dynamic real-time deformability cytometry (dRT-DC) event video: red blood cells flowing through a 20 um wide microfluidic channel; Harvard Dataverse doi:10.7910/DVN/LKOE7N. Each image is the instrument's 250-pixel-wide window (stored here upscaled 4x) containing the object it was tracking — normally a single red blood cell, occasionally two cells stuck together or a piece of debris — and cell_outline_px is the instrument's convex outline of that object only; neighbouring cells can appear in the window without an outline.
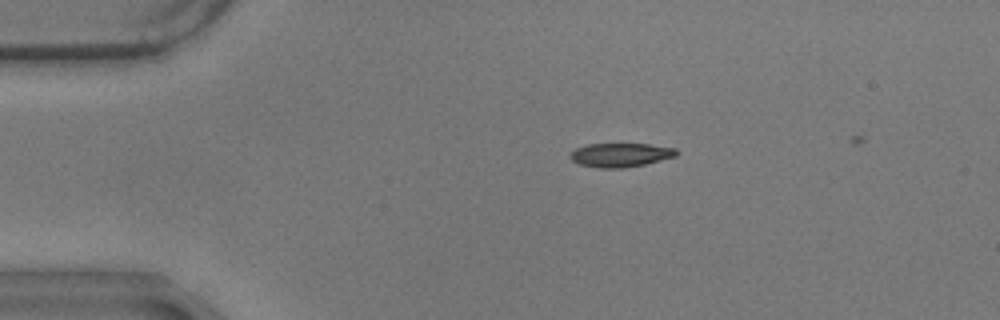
{"species": "common noctule bat (a hibernating species)", "species_latin": "Nyctalus noctula", "temperature_condition": "warm", "stored_images_in_passage": 18, "camera_frame_rate_fps": 3000, "um_per_image_px": 0.085, "animal": {"sex": "male", "body_mass_g": 17.9}, "frame": {"image": 1, "passage_image": 12, "time_ms": 3.667, "image_size_px": [1000, 320], "cell_outline_px": [[680, 152], [676, 156], [644, 164], [624, 168], [600, 168], [580, 164], [572, 160], [568, 156], [576, 148], [588, 144], [648, 144], [676, 148]], "centroid_in_image_um": [52.76, 13.17], "position_along_channel_um": 32.2, "area_um2": 14.74}}